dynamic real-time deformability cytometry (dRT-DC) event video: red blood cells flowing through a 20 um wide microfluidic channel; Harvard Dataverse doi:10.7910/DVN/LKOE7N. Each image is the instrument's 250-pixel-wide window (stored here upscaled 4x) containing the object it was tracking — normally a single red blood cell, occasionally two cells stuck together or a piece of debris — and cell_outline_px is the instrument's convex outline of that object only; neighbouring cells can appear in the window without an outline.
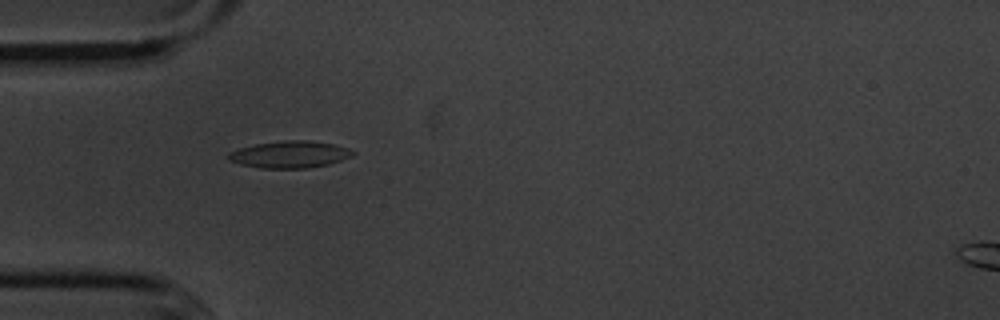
{"species": "common noctule bat (a hibernating species)", "species_latin": "Nyctalus noctula", "temperature_condition": "cold", "stored_images_in_passage": 7, "camera_frame_rate_fps": 3000, "um_per_image_px": 0.085, "animal": {"sex": "male", "body_mass_g": 20.1, "forearm_length_mm": 53.5}, "frame": {"image": 1, "passage_image": 5, "time_ms": 4.333, "image_size_px": [1000, 320], "cell_outline_px": [[356, 152], [352, 156], [328, 164], [308, 168], [260, 168], [240, 164], [228, 160], [228, 152], [240, 148], [256, 144], [284, 140], [308, 140], [332, 144], [348, 148]], "centroid_in_image_um": [24.62, 13.13], "position_along_channel_um": 60.4, "area_um2": 19.42}}
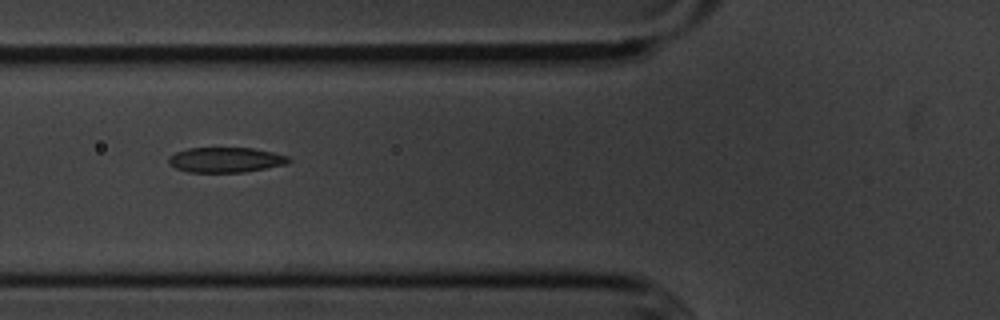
{"frame": {"image": 2, "passage_image": 6, "time_ms": 5.667, "image_size_px": [1000, 320], "cell_outline_px": [[292, 160], [288, 164], [244, 172], [188, 172], [176, 168], [168, 164], [168, 156], [176, 152], [188, 148], [252, 148], [272, 152], [288, 156]], "centroid_in_image_um": [19.18, 13.59], "position_along_channel_um": 106.6, "area_um2": 17.63}}
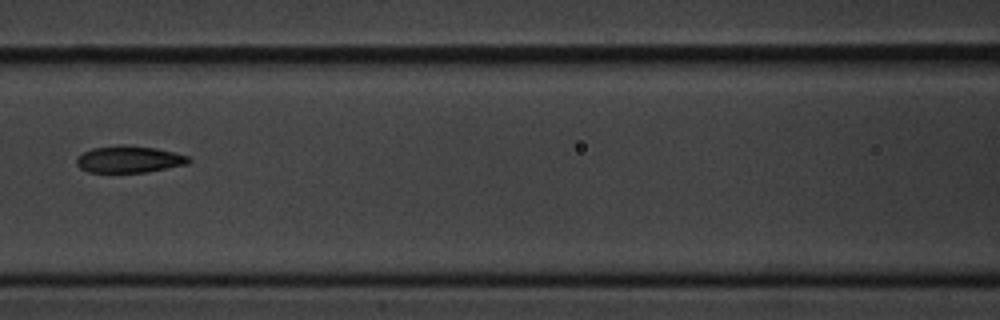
{"frame": {"image": 3, "passage_image": 7, "time_ms": 7.0, "image_size_px": [1000, 320], "cell_outline_px": [[192, 160], [188, 164], [144, 172], [88, 172], [80, 168], [76, 164], [76, 156], [92, 148], [120, 144], [124, 144], [156, 148], [176, 152], [188, 156]], "centroid_in_image_um": [10.96, 13.52], "position_along_channel_um": 155.6, "area_um2": 17.69}}